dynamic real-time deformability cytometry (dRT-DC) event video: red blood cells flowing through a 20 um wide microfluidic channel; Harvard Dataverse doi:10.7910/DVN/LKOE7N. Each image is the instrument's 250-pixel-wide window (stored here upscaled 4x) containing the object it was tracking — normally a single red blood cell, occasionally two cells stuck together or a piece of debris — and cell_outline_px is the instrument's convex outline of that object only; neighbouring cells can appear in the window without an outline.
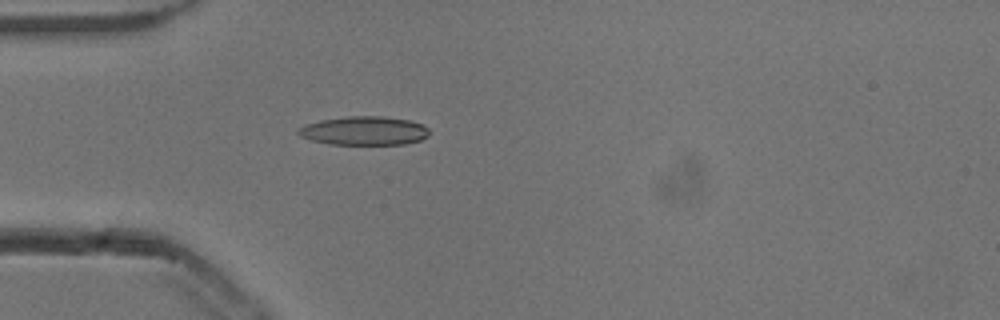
{"species": "common noctule bat (a hibernating species)", "species_latin": "Nyctalus noctula", "temperature_condition": "cold", "stored_images_in_passage": 54, "camera_frame_rate_fps": 3000, "um_per_image_px": 0.085, "animal": {"sex": "male", "body_mass_g": 13.3}, "frame": {"image": 1, "passage_image": 16, "time_ms": 5.0, "image_size_px": [1000, 320], "cell_outline_px": [[428, 136], [420, 140], [404, 144], [328, 144], [312, 140], [300, 136], [296, 132], [296, 128], [304, 124], [320, 120], [348, 116], [384, 116], [408, 120], [420, 124], [428, 128]], "centroid_in_image_um": [30.9, 11.11], "position_along_channel_um": 54.1, "area_um2": 21.96}}
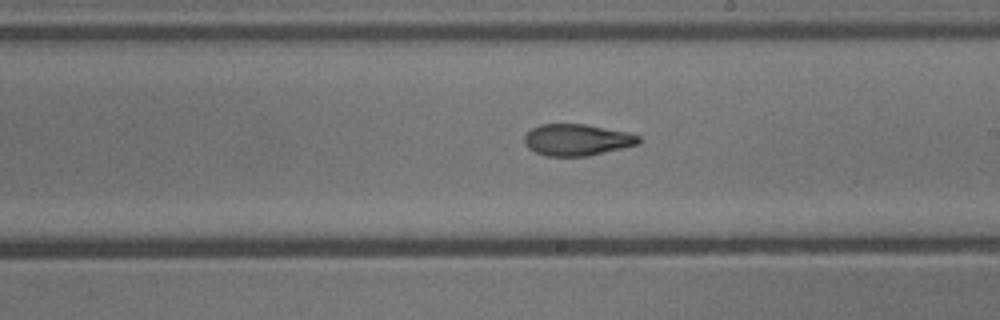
{"frame": {"image": 2, "passage_image": 31, "time_ms": 10.0, "image_size_px": [1000, 320], "cell_outline_px": [[640, 144], [624, 148], [588, 156], [544, 156], [528, 148], [524, 144], [524, 136], [532, 128], [540, 124], [584, 124], [628, 132], [640, 136]], "centroid_in_image_um": [49.05, 11.89], "position_along_channel_um": 240.0, "area_um2": 21.15}}
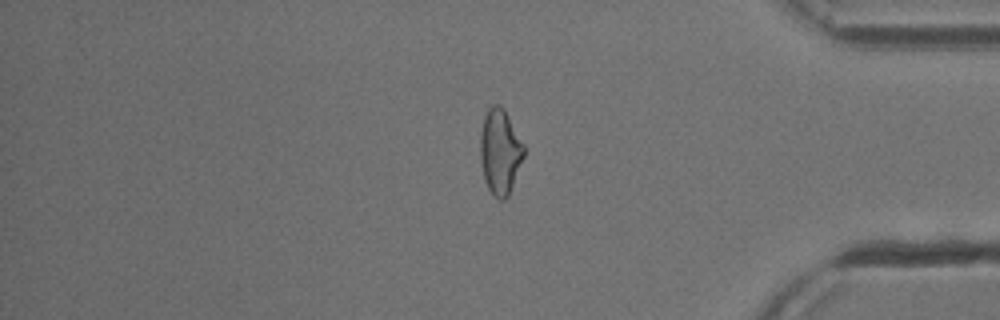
{"frame": {"image": 3, "passage_image": 45, "time_ms": 14.667, "image_size_px": [1000, 320], "cell_outline_px": [[524, 156], [508, 196], [504, 200], [500, 200], [488, 188], [484, 180], [480, 160], [480, 132], [484, 116], [488, 108], [492, 104], [500, 104], [504, 108], [524, 144]], "centroid_in_image_um": [42.49, 12.85], "position_along_channel_um": 392.7, "area_um2": 21.73}, "authors_computed_cell_mechanics": {"area_um2": 21.6461, "velocity_mm_per_s": 3.8435, "shape_relaxation_time_tau1_ms": 7.8389, "shape_relaxation_time_tau2_ms": 2.9385, "deformation_change_tau1": 0.1931, "deformation_change_tau2": 0.1045}}